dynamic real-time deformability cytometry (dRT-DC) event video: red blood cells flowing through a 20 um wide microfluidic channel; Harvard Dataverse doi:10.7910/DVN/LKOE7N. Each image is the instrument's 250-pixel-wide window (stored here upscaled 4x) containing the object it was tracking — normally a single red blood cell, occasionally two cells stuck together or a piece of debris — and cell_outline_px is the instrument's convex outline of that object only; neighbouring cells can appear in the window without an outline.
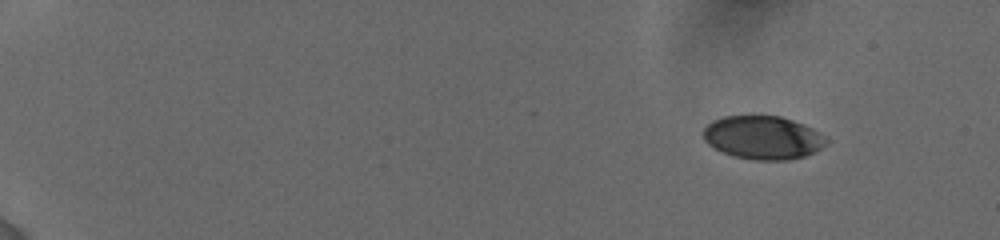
{"species": "human", "species_latin": "Homo sapiens", "temperature_condition": "cold", "stored_images_in_passage": 6, "camera_frame_rate_fps": 3000, "um_per_image_px": 0.085, "donor": {"sex": "female"}, "frame": {"image": 1, "passage_image": 1, "time_ms": 0.0, "image_size_px": [1000, 240], "cell_outline_px": [[828, 144], [816, 152], [804, 156], [788, 160], [756, 160], [732, 156], [708, 144], [704, 140], [700, 132], [712, 120], [724, 116], [752, 112], [780, 116], [804, 124], [828, 136]], "centroid_in_image_um": [64.85, 11.64], "position_along_channel_um": 20.1, "area_um2": 32.25}}
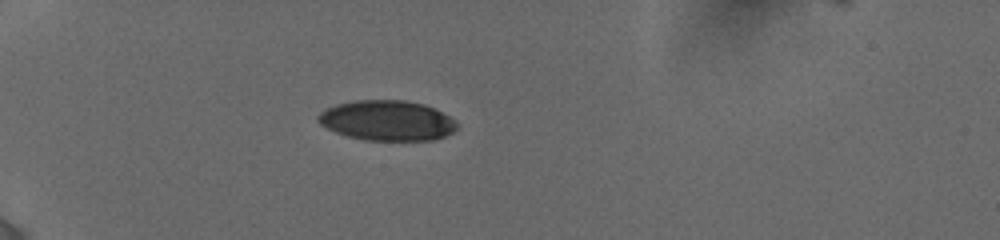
{"frame": {"image": 2, "passage_image": 4, "time_ms": 4.0, "image_size_px": [1000, 240], "cell_outline_px": [[456, 128], [452, 132], [444, 136], [432, 140], [364, 140], [348, 136], [336, 132], [320, 124], [316, 120], [316, 116], [320, 112], [336, 104], [356, 100], [404, 100], [424, 104], [456, 120]], "centroid_in_image_um": [32.87, 10.24], "position_along_channel_um": 52.1, "area_um2": 32.31}}
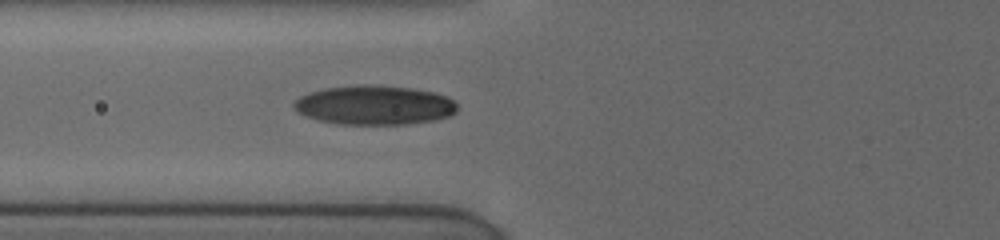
{"frame": {"image": 3, "passage_image": 6, "time_ms": 6.0, "image_size_px": [1000, 240], "cell_outline_px": [[460, 108], [456, 112], [448, 116], [432, 120], [404, 124], [340, 124], [320, 120], [308, 116], [300, 112], [292, 104], [300, 96], [308, 92], [324, 88], [356, 84], [368, 84], [412, 88], [432, 92], [448, 96]], "centroid_in_image_um": [31.84, 8.92], "position_along_channel_um": 94.0, "area_um2": 37.28}}